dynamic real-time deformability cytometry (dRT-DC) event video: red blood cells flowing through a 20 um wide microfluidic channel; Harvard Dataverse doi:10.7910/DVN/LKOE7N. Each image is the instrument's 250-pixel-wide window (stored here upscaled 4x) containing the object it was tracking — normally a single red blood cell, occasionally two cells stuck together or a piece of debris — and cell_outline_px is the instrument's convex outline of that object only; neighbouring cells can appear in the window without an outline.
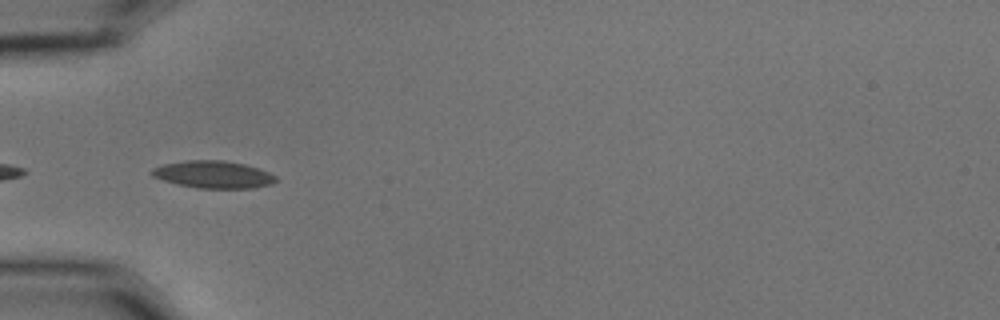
{"species": "common noctule bat (a hibernating species)", "species_latin": "Nyctalus noctula", "temperature_condition": "cold", "stored_images_in_passage": 4, "camera_frame_rate_fps": 3000, "um_per_image_px": 0.085, "animal": {"sex": "male", "body_mass_g": 15.6}, "frame": {"image": 1, "passage_image": 2, "time_ms": 0.333, "image_size_px": [1000, 320], "cell_outline_px": [[280, 180], [272, 184], [252, 188], [196, 188], [176, 184], [152, 176], [148, 172], [152, 168], [164, 164], [184, 160], [224, 160], [244, 164], [268, 172], [276, 176]], "centroid_in_image_um": [18.12, 14.83], "position_along_channel_um": 66.9, "area_um2": 19.88}}